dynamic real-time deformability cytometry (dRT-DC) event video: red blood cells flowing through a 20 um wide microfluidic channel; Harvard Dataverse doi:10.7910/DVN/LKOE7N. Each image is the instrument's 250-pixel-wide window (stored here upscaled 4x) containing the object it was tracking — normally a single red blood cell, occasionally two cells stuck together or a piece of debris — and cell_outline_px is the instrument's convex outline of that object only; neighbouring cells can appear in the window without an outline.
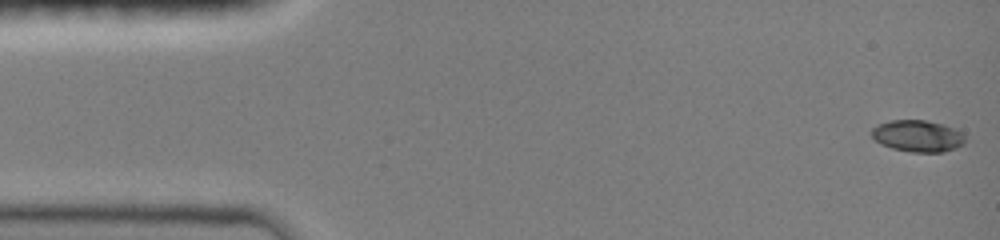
{"species": "common noctule bat (a hibernating species)", "species_latin": "Nyctalus noctula", "temperature_condition": "room temperature", "stored_images_in_passage": 48, "camera_frame_rate_fps": 3000, "um_per_image_px": 0.085, "animal": {"sex": "female", "body_mass_g": 19.0, "forearm_length_mm": 51.5}, "frame": {"image": 1, "passage_image": 1, "time_ms": 0.0, "image_size_px": [1000, 240], "cell_outline_px": [[964, 144], [956, 148], [944, 152], [912, 152], [892, 148], [880, 144], [872, 136], [872, 128], [876, 124], [892, 120], [924, 120], [944, 124], [964, 132]], "centroid_in_image_um": [78.02, 11.55], "position_along_channel_um": 7.0, "area_um2": 17.4}}
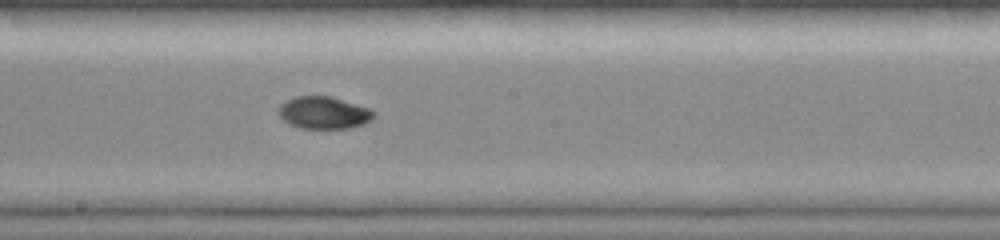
{"frame": {"image": 2, "passage_image": 26, "time_ms": 8.333, "image_size_px": [1000, 240], "cell_outline_px": [[376, 116], [372, 120], [364, 124], [352, 128], [300, 128], [288, 124], [276, 112], [280, 104], [296, 96], [332, 96], [368, 108], [376, 112]], "centroid_in_image_um": [27.53, 9.58], "position_along_channel_um": 220.7, "area_um2": 18.09}}
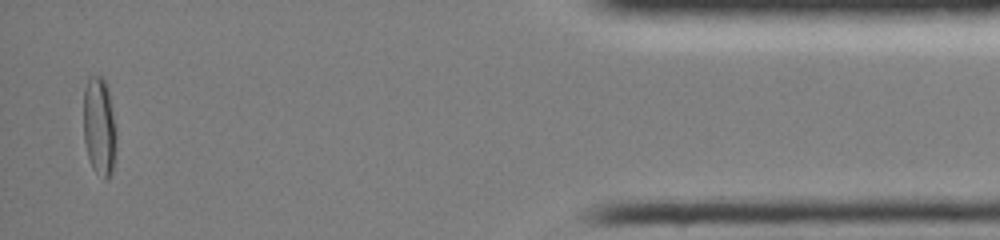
{"frame": {"image": 3, "passage_image": 46, "time_ms": 15.0, "image_size_px": [1000, 240], "cell_outline_px": [[116, 136], [112, 172], [104, 180], [92, 168], [88, 156], [84, 140], [84, 88], [88, 76], [100, 76], [104, 80], [108, 88], [116, 128]], "centroid_in_image_um": [8.43, 10.72], "position_along_channel_um": 426.8, "area_um2": 18.79}, "authors_computed_cell_mechanics": {"area_um2": 17.5423, "velocity_mm_per_s": 4.036, "shape_relaxation_time_tau1_ms": 6.0624, "shape_relaxation_time_tau2_ms": 5.4237, "deformation_change_tau1": 0.2343, "deformation_change_tau2": 0.0516}}